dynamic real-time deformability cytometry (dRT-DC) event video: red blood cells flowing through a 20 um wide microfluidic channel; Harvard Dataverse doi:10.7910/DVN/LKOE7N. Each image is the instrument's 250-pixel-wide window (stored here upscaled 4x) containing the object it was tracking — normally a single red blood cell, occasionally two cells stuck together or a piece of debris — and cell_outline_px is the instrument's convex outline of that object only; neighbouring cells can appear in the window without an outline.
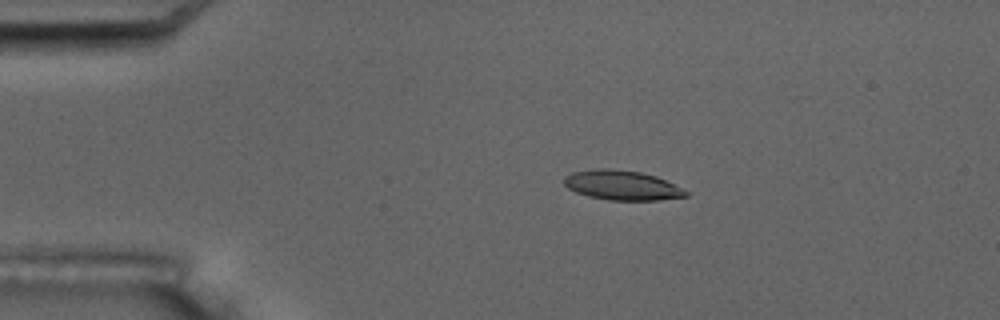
{"species": "common noctule bat (a hibernating species)", "species_latin": "Nyctalus noctula", "temperature_condition": "room temperature", "stored_images_in_passage": 6, "camera_frame_rate_fps": 3000, "um_per_image_px": 0.085, "animal": {"sex": "male", "body_mass_g": 17.5, "forearm_length_mm": 52.3}, "frame": {"image": 1, "passage_image": 3, "time_ms": 3.0, "image_size_px": [1000, 320], "cell_outline_px": [[688, 196], [660, 200], [608, 200], [588, 196], [576, 192], [568, 188], [564, 184], [564, 176], [572, 172], [592, 168], [612, 168], [640, 172], [656, 176], [688, 192]], "centroid_in_image_um": [52.82, 15.74], "position_along_channel_um": 32.2, "area_um2": 21.04}}